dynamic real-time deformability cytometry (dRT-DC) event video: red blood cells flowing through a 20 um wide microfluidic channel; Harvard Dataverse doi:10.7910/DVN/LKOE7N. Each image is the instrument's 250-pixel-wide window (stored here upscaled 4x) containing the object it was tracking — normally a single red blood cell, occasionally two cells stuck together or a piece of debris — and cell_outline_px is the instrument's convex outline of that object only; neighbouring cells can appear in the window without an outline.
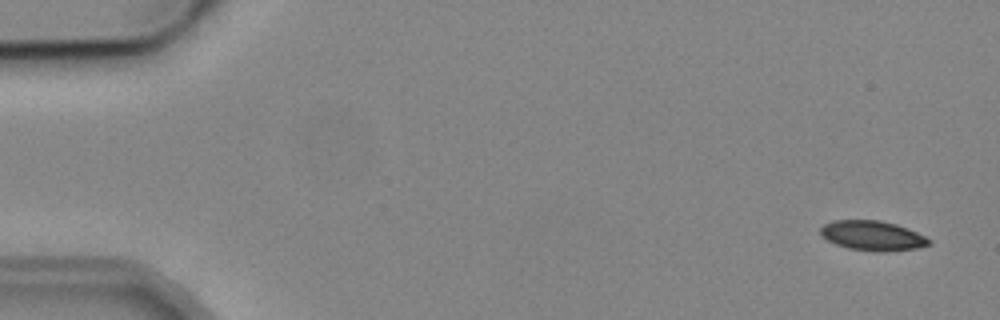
{"species": "common noctule bat (a hibernating species)", "species_latin": "Nyctalus noctula", "temperature_condition": "cold", "stored_images_in_passage": 5, "camera_frame_rate_fps": 3000, "um_per_image_px": 0.085, "animal": {"sex": "male", "body_mass_g": 19.2, "forearm_length_mm": 51.8}, "frame": {"image": 1, "passage_image": 1, "time_ms": 0.0, "image_size_px": [1000, 320], "cell_outline_px": [[932, 244], [920, 248], [884, 252], [876, 252], [848, 248], [836, 244], [820, 236], [820, 228], [824, 224], [832, 220], [880, 220], [896, 224], [908, 228], [932, 240]], "centroid_in_image_um": [74.18, 20.03], "position_along_channel_um": 10.8, "area_um2": 19.07}}